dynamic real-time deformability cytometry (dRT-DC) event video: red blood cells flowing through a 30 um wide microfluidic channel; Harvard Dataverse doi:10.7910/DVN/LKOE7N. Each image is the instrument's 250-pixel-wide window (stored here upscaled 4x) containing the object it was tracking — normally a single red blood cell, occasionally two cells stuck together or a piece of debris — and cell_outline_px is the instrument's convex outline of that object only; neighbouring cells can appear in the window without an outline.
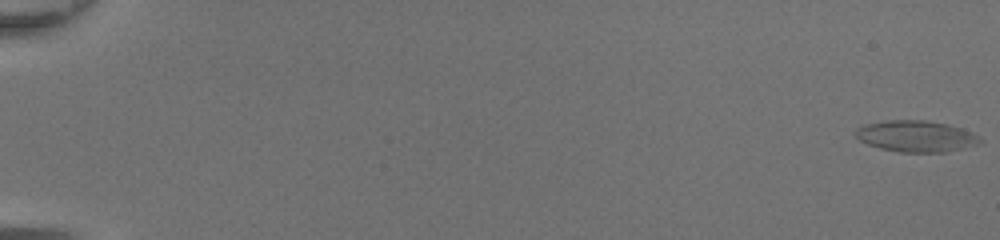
{"species": "common noctule bat (a hibernating species)", "species_latin": "Nyctalus noctula", "temperature_condition": "room temperature", "stored_images_in_passage": 51, "camera_frame_rate_fps": 3000, "um_per_image_px": 0.085, "animal": {"sex": "female", "body_mass_g": 20.0, "forearm_length_mm": 54.0}, "frame": {"image": 1, "passage_image": 1, "time_ms": 0.0, "image_size_px": [1000, 240], "cell_outline_px": [[984, 140], [980, 144], [944, 152], [900, 152], [880, 148], [868, 144], [860, 140], [856, 136], [856, 128], [864, 124], [888, 120], [924, 120], [948, 124], [972, 132]], "centroid_in_image_um": [77.88, 11.57], "position_along_channel_um": 7.1, "area_um2": 22.66}}
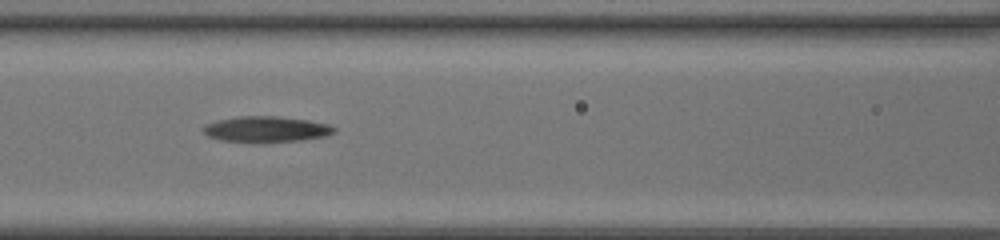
{"frame": {"image": 2, "passage_image": 26, "time_ms": 8.333, "image_size_px": [1000, 240], "cell_outline_px": [[336, 132], [328, 136], [300, 140], [256, 144], [252, 144], [220, 140], [208, 136], [200, 128], [204, 124], [216, 120], [236, 116], [276, 116], [308, 120], [328, 124], [336, 128]], "centroid_in_image_um": [22.58, 11.0], "position_along_channel_um": 144.0, "area_um2": 20.4}}
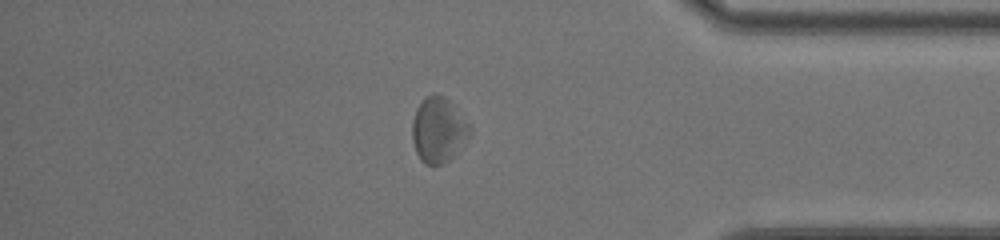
{"frame": {"image": 3, "passage_image": 45, "time_ms": 14.667, "image_size_px": [1000, 240], "cell_outline_px": [[472, 136], [444, 164], [424, 164], [420, 160], [416, 152], [412, 140], [412, 120], [416, 108], [424, 96], [444, 96], [448, 100], [472, 128]], "centroid_in_image_um": [37.26, 11.07], "position_along_channel_um": 397.9, "area_um2": 21.79}, "authors_computed_cell_mechanics": {"area_um2": 20.2878, "velocity_mm_per_s": 4.3203, "shape_relaxation_time_tau1_ms": null, "shape_relaxation_time_tau2_ms": 5.5935, "deformation_change_tau1": null, "deformation_change_tau2": 0.1675}}